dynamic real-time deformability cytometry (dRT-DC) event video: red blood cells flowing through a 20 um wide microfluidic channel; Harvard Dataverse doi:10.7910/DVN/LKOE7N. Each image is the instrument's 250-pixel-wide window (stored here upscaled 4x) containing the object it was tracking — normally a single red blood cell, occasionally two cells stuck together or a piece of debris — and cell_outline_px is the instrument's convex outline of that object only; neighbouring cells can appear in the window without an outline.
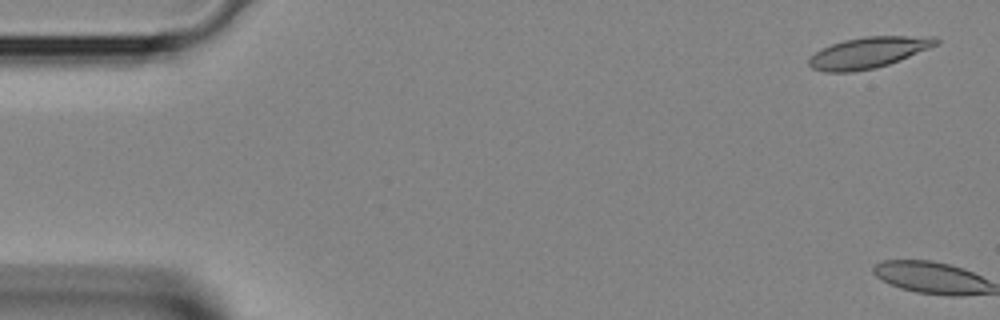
{"species": "Egyptian fruit bat (a non-hibernating species)", "species_latin": "Rousettus aegyptiacus", "temperature_condition": "room temperature", "stored_images_in_passage": 3, "camera_frame_rate_fps": 3000, "um_per_image_px": 0.085, "animal": {"sex": "female"}, "frame": {"image": 1, "passage_image": 1, "time_ms": 0.0, "image_size_px": [1000, 320], "cell_outline_px": [[940, 44], [888, 64], [876, 68], [852, 72], [824, 72], [812, 68], [808, 64], [808, 56], [820, 48], [844, 40], [864, 36], [936, 36], [940, 40]], "centroid_in_image_um": [73.79, 4.46], "position_along_channel_um": 11.2, "area_um2": 23.24}}